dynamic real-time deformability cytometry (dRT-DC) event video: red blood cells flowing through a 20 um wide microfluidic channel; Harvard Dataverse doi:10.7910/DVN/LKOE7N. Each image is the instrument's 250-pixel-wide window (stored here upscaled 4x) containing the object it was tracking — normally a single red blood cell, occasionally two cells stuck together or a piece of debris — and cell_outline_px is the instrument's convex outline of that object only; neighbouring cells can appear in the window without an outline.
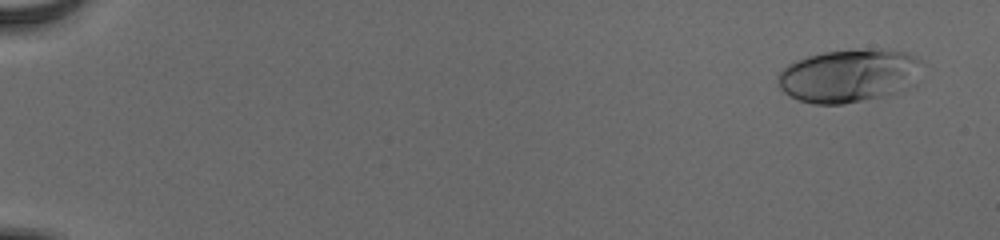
{"species": "human", "species_latin": "Homo sapiens", "temperature_condition": "cold", "stored_images_in_passage": 56, "camera_frame_rate_fps": 3000, "um_per_image_px": 0.085, "donor": {"sex": "male"}, "frame": {"image": 1, "passage_image": 4, "time_ms": 1.0, "image_size_px": [1000, 240], "cell_outline_px": [[924, 64], [916, 84], [904, 92], [844, 104], [812, 104], [796, 100], [784, 92], [780, 88], [776, 80], [780, 72], [788, 64], [796, 60], [808, 56], [824, 52], [856, 48], [892, 48], [916, 56]], "centroid_in_image_um": [72.24, 6.42], "position_along_channel_um": 12.8, "area_um2": 46.07}}
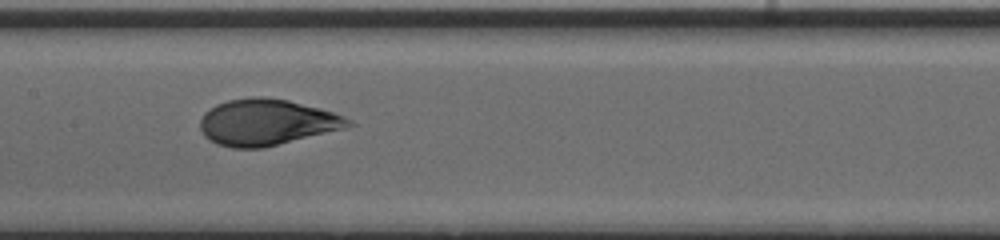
{"frame": {"image": 2, "passage_image": 31, "time_ms": 10.0, "image_size_px": [1000, 240], "cell_outline_px": [[356, 124], [348, 128], [264, 148], [232, 148], [216, 144], [208, 140], [204, 136], [200, 128], [200, 120], [204, 112], [216, 104], [228, 100], [252, 96], [264, 96], [288, 100], [320, 108], [344, 116], [352, 120]], "centroid_in_image_um": [22.68, 10.4], "position_along_channel_um": 184.7, "area_um2": 40.46}}
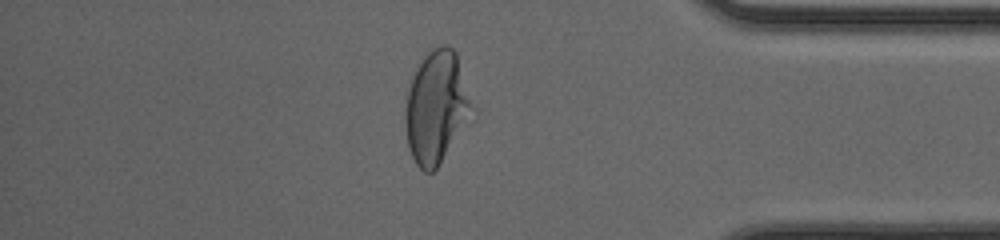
{"frame": {"image": 3, "passage_image": 49, "time_ms": 16.0, "image_size_px": [1000, 240], "cell_outline_px": [[476, 108], [440, 164], [432, 172], [424, 172], [416, 164], [408, 148], [404, 124], [404, 108], [412, 76], [416, 68], [424, 56], [432, 48], [440, 44], [444, 44], [452, 48], [456, 52]], "centroid_in_image_um": [37.1, 9.09], "position_along_channel_um": 398.1, "area_um2": 44.1}, "authors_computed_cell_mechanics": {"area_um2": 40.9224, "velocity_mm_per_s": 3.8868, "shape_relaxation_time_tau1_ms": 6.0749, "shape_relaxation_time_tau2_ms": null, "deformation_change_tau1": 0.2486, "deformation_change_tau2": null}}